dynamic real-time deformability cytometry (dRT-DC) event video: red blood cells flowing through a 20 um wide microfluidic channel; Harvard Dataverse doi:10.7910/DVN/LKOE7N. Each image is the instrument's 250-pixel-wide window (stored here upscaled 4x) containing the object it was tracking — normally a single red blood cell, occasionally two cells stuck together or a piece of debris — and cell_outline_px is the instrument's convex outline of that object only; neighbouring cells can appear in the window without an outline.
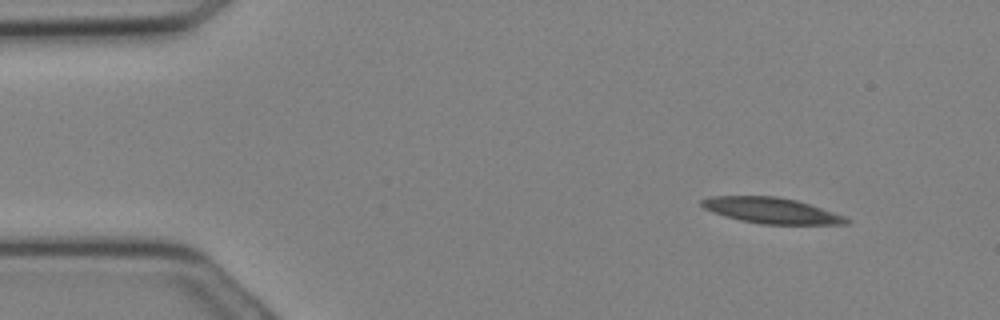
{"species": "Egyptian fruit bat (a non-hibernating species)", "species_latin": "Rousettus aegyptiacus", "temperature_condition": "cold", "stored_images_in_passage": 13, "camera_frame_rate_fps": 3000, "um_per_image_px": 0.085, "animal": {"sex": "female"}, "frame": {"image": 1, "passage_image": 2, "time_ms": 0.333, "image_size_px": [1000, 320], "cell_outline_px": [[852, 220], [848, 224], [764, 224], [740, 220], [712, 212], [704, 208], [700, 204], [700, 200], [712, 196], [776, 196], [796, 200], [844, 216]], "centroid_in_image_um": [65.55, 17.89], "position_along_channel_um": 19.5, "area_um2": 21.5}}
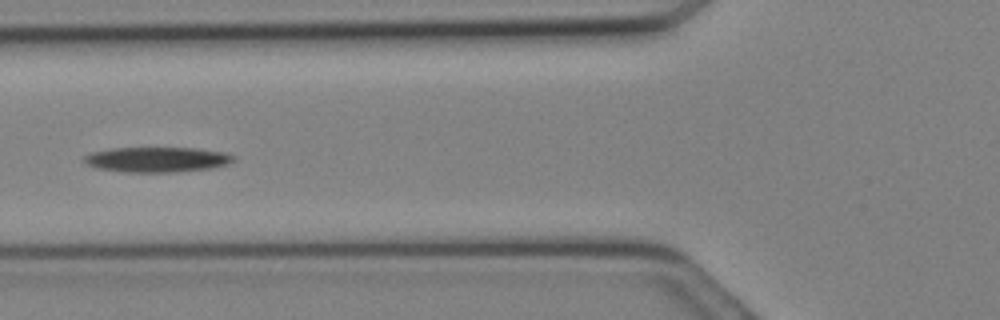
{"frame": {"image": 2, "passage_image": 10, "time_ms": 3.0, "image_size_px": [1000, 320], "cell_outline_px": [[236, 160], [228, 164], [208, 168], [172, 172], [124, 172], [96, 168], [88, 164], [84, 160], [84, 156], [92, 152], [108, 148], [196, 148], [224, 152], [236, 156]], "centroid_in_image_um": [13.35, 13.55], "position_along_channel_um": 112.4, "area_um2": 21.85}}
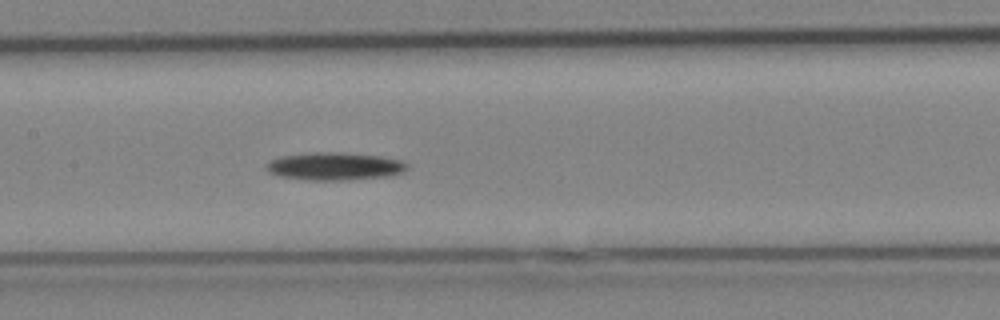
{"frame": {"image": 3, "passage_image": 13, "time_ms": 4.0, "image_size_px": [1000, 320], "cell_outline_px": [[408, 168], [400, 172], [384, 176], [344, 180], [308, 180], [280, 176], [268, 172], [264, 168], [272, 160], [280, 156], [308, 152], [344, 152], [380, 156], [400, 160], [408, 164]], "centroid_in_image_um": [28.4, 14.12], "position_along_channel_um": 179.0, "area_um2": 22.66}}